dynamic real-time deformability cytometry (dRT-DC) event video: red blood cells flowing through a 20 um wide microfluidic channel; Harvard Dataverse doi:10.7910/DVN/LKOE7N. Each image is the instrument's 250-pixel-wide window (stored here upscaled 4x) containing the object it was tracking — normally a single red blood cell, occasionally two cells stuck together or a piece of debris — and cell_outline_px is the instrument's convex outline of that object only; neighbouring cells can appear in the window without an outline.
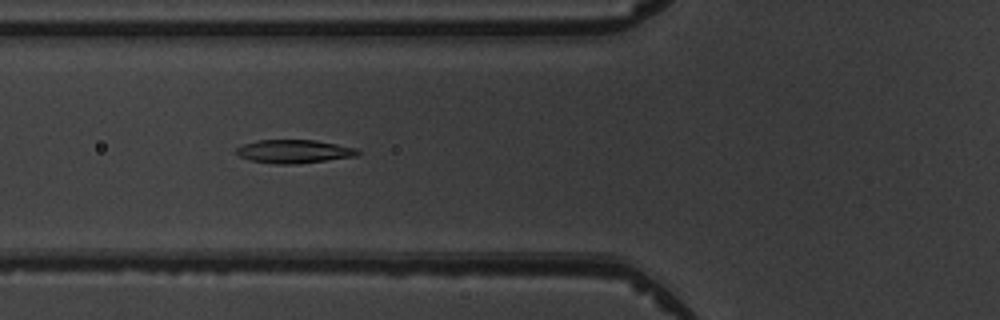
{"species": "common noctule bat (a hibernating species)", "species_latin": "Nyctalus noctula", "temperature_condition": "warm", "stored_images_in_passage": 9, "camera_frame_rate_fps": 3000, "um_per_image_px": 0.085, "animal": {"sex": "male", "body_mass_g": 19.5, "forearm_length_mm": 54.6}, "frame": {"image": 1, "passage_image": 7, "time_ms": 7.667, "image_size_px": [1000, 320], "cell_outline_px": [[360, 152], [356, 156], [296, 164], [276, 164], [252, 160], [240, 156], [236, 152], [236, 148], [244, 144], [256, 140], [316, 140], [356, 148]], "centroid_in_image_um": [24.99, 12.86], "position_along_channel_um": 100.8, "area_um2": 16.36}}
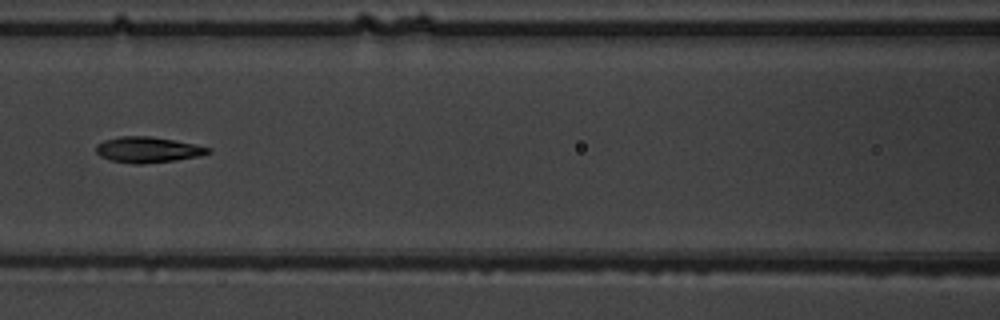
{"frame": {"image": 2, "passage_image": 8, "time_ms": 9.0, "image_size_px": [1000, 320], "cell_outline_px": [[212, 152], [200, 156], [176, 160], [140, 164], [132, 164], [112, 160], [100, 156], [96, 152], [96, 144], [104, 140], [120, 136], [152, 136], [196, 144], [212, 148]], "centroid_in_image_um": [12.59, 12.72], "position_along_channel_um": 154.0, "area_um2": 16.94}}
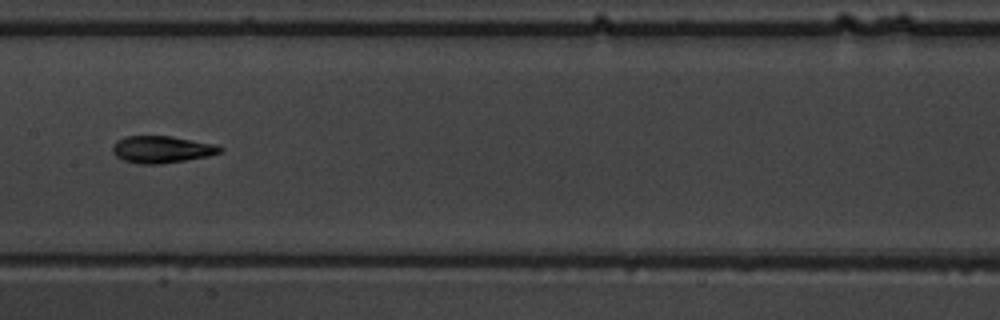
{"frame": {"image": 3, "passage_image": 9, "time_ms": 10.0, "image_size_px": [1000, 320], "cell_outline_px": [[224, 148], [220, 152], [208, 156], [160, 164], [140, 164], [124, 160], [116, 156], [112, 152], [112, 144], [116, 140], [124, 136], [172, 136], [216, 144]], "centroid_in_image_um": [13.72, 12.69], "position_along_channel_um": 193.7, "area_um2": 16.99}}